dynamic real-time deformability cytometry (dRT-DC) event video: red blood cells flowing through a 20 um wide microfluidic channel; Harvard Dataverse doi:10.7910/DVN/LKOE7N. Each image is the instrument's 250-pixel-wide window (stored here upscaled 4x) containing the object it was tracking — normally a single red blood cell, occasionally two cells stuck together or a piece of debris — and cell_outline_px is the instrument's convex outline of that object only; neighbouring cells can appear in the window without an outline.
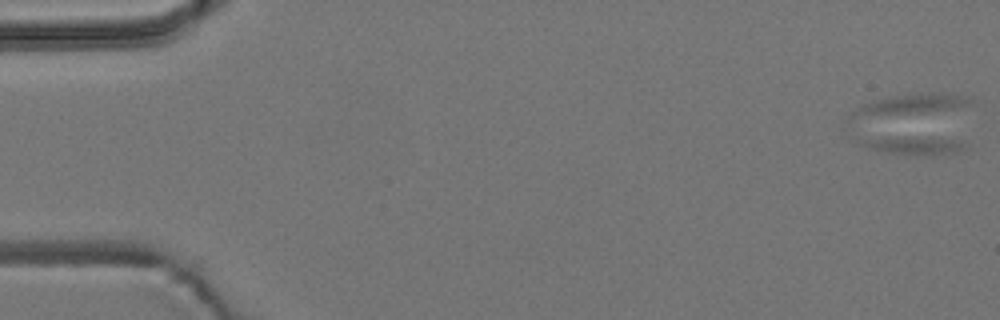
{"species": "common noctule bat (a hibernating species)", "species_latin": "Nyctalus noctula", "temperature_condition": "room temperature", "stored_images_in_passage": 6, "camera_frame_rate_fps": 3000, "um_per_image_px": 0.085, "animal": {"sex": "male", "body_mass_g": 19.2, "forearm_length_mm": 51.8}, "frame": {"image": 1, "passage_image": 1, "time_ms": 0.0, "image_size_px": [1000, 320], "cell_outline_px": [[972, 148], [960, 152], [932, 156], [928, 156], [888, 152], [868, 148], [856, 144], [848, 140], [848, 136], [964, 140]], "centroid_in_image_um": [77.52, 12.36], "position_along_channel_um": 7.5, "area_um2": 11.73}}